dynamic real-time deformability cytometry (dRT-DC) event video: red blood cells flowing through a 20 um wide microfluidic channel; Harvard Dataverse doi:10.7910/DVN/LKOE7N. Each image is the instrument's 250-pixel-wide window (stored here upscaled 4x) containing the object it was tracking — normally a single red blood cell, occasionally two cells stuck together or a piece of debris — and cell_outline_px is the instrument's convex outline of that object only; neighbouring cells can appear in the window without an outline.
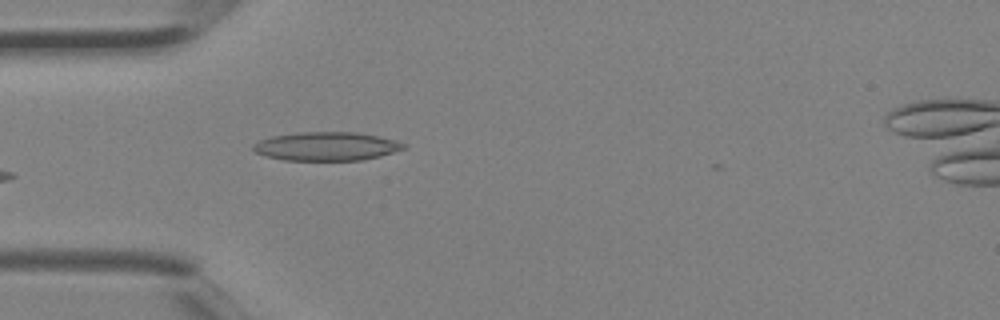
{"species": "Egyptian fruit bat (a non-hibernating species)", "species_latin": "Rousettus aegyptiacus", "temperature_condition": "room temperature", "stored_images_in_passage": 5, "camera_frame_rate_fps": 3000, "um_per_image_px": 0.085, "animal": {"sex": "female"}, "frame": {"image": 1, "passage_image": 4, "time_ms": 1.0, "image_size_px": [1000, 320], "cell_outline_px": [[408, 148], [380, 156], [360, 160], [284, 160], [268, 156], [256, 152], [252, 148], [252, 144], [260, 140], [272, 136], [300, 132], [356, 132], [396, 140], [408, 144]], "centroid_in_image_um": [27.79, 12.43], "position_along_channel_um": 57.2, "area_um2": 25.09}}